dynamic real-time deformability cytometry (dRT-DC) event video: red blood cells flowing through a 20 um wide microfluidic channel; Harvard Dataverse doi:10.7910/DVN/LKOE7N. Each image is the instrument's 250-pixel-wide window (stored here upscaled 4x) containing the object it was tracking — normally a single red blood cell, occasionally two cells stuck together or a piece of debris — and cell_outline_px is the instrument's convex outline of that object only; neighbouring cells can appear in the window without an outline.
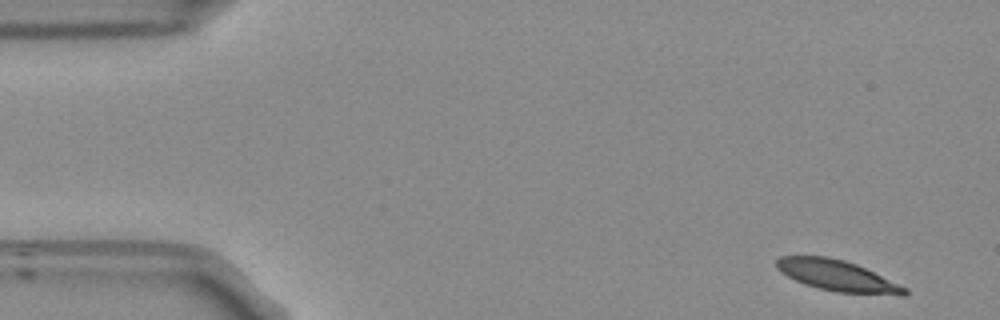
{"species": "Egyptian fruit bat (a non-hibernating species)", "species_latin": "Rousettus aegyptiacus", "temperature_condition": "room temperature", "stored_images_in_passage": 51, "camera_frame_rate_fps": 3000, "um_per_image_px": 0.085, "frame": {"image": 1, "passage_image": 1, "time_ms": 0.0, "image_size_px": [1000, 320], "cell_outline_px": [[908, 296], [900, 296], [836, 292], [804, 284], [780, 272], [776, 268], [776, 260], [780, 256], [828, 256], [844, 260], [856, 264], [908, 288]], "centroid_in_image_um": [71.2, 23.44], "position_along_channel_um": 13.8, "area_um2": 23.18}}
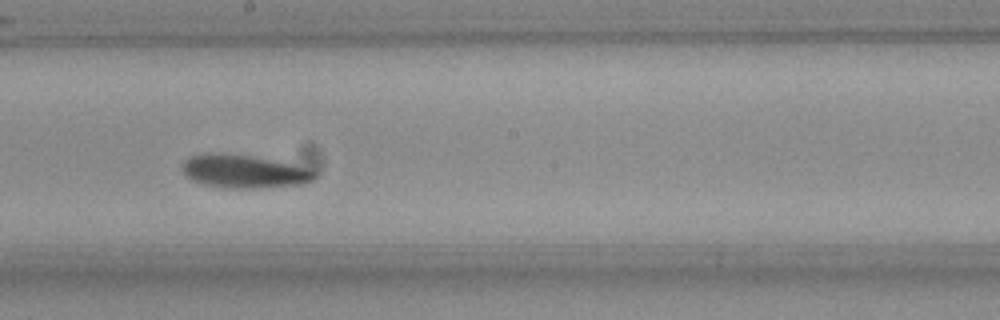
{"frame": {"image": 2, "passage_image": 27, "time_ms": 8.667, "image_size_px": [1000, 320], "cell_outline_px": [[316, 176], [312, 180], [304, 184], [260, 188], [224, 188], [204, 184], [192, 180], [184, 176], [184, 160], [188, 156], [208, 152], [220, 152], [248, 156], [316, 168]], "centroid_in_image_um": [20.76, 14.57], "position_along_channel_um": 227.4, "area_um2": 25.89}}
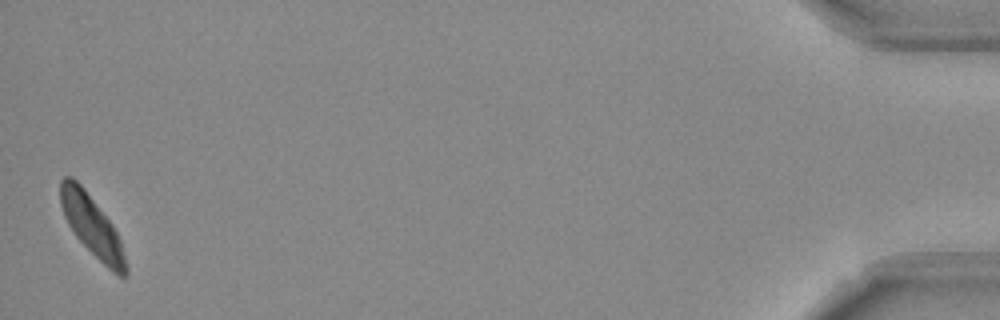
{"frame": {"image": 3, "passage_image": 51, "time_ms": 16.667, "image_size_px": [1000, 320], "cell_outline_px": [[128, 276], [120, 276], [112, 272], [76, 236], [68, 224], [64, 216], [60, 204], [60, 180], [64, 176], [72, 176], [84, 188], [112, 224], [120, 240], [128, 268]], "centroid_in_image_um": [7.81, 19.18], "position_along_channel_um": 427.4, "area_um2": 22.72}, "authors_computed_cell_mechanics": {"area_um2": 24.4494, "velocity_mm_per_s": 3.7101, "shape_relaxation_time_tau1_ms": 3.6041, "shape_relaxation_time_tau2_ms": 4.0048, "deformation_change_tau1": 0.1137, "deformation_change_tau2": 0.0872}}